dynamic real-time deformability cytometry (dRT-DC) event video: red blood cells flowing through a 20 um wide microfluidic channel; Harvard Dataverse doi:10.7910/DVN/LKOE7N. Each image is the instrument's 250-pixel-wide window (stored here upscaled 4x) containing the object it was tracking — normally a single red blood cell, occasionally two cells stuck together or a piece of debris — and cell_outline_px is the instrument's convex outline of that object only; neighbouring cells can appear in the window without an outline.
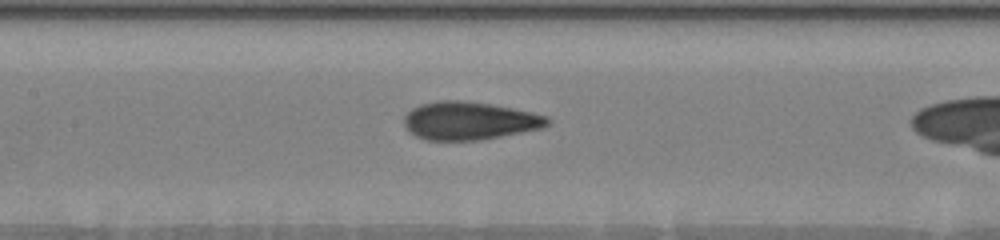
{"species": "human", "species_latin": "Homo sapiens", "temperature_condition": "warm", "stored_images_in_passage": 35, "camera_frame_rate_fps": 3000, "um_per_image_px": 0.085, "donor": {"sex": "male"}, "frame": {"image": 1, "passage_image": 18, "time_ms": 7.667, "image_size_px": [1000, 240], "cell_outline_px": [[552, 120], [548, 124], [540, 128], [480, 140], [428, 140], [416, 136], [404, 124], [404, 116], [412, 108], [420, 104], [436, 100], [464, 100], [492, 104], [532, 112], [548, 116]], "centroid_in_image_um": [39.89, 10.24], "position_along_channel_um": 167.5, "area_um2": 31.67}}
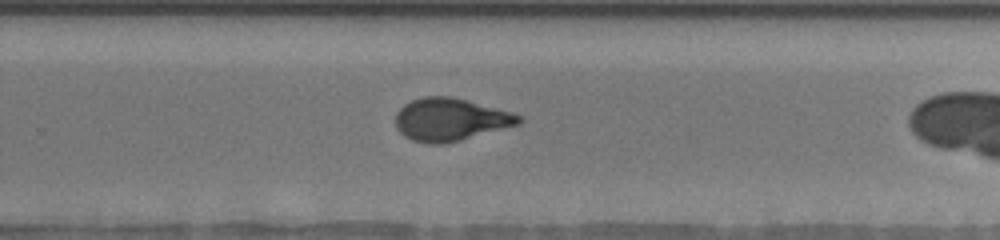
{"frame": {"image": 2, "passage_image": 25, "time_ms": 11.0, "image_size_px": [1000, 240], "cell_outline_px": [[524, 120], [520, 124], [444, 144], [428, 144], [412, 140], [404, 136], [396, 128], [396, 112], [404, 104], [412, 100], [424, 96], [452, 96], [512, 112], [520, 116]], "centroid_in_image_um": [38.26, 10.16], "position_along_channel_um": 291.5, "area_um2": 30.63}}
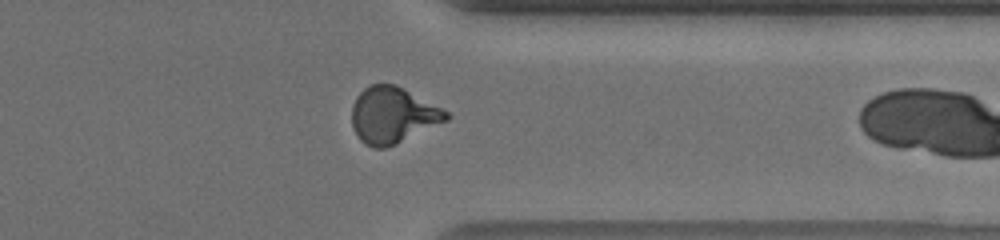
{"frame": {"image": 3, "passage_image": 34, "time_ms": 13.333, "image_size_px": [1000, 240], "cell_outline_px": [[452, 116], [448, 120], [396, 144], [384, 148], [372, 148], [364, 144], [360, 140], [352, 124], [352, 104], [356, 96], [368, 84], [396, 84], [404, 88], [448, 112]], "centroid_in_image_um": [33.37, 9.79], "position_along_channel_um": 378.0, "area_um2": 30.92}}